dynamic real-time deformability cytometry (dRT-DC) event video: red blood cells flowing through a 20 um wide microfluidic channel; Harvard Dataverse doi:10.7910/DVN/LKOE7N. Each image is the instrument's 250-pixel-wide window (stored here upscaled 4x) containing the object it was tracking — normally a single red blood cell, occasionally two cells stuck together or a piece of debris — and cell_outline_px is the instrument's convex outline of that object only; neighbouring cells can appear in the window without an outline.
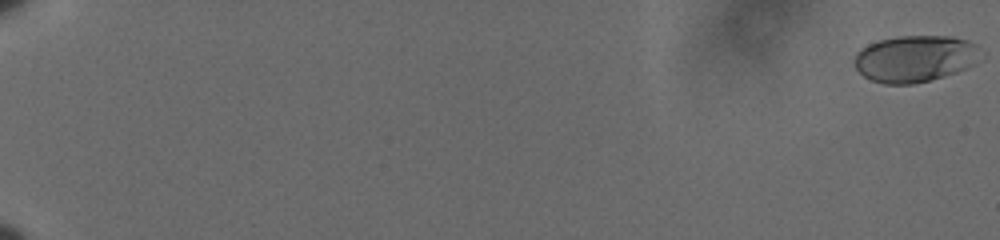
{"species": "human", "species_latin": "Homo sapiens", "temperature_condition": "cold", "stored_images_in_passage": 62, "camera_frame_rate_fps": 3000, "um_per_image_px": 0.085, "donor": {"sex": "male"}, "frame": {"image": 1, "passage_image": 1, "time_ms": 0.0, "image_size_px": [1000, 240], "cell_outline_px": [[980, 48], [972, 64], [956, 72], [944, 76], [912, 84], [884, 84], [872, 80], [864, 76], [856, 68], [856, 52], [860, 48], [868, 44], [880, 40], [896, 36], [952, 36], [968, 40], [976, 44]], "centroid_in_image_um": [77.73, 4.97], "position_along_channel_um": 7.3, "area_um2": 33.93}}
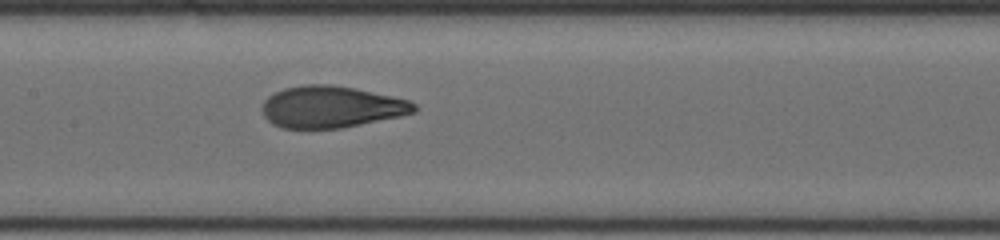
{"frame": {"image": 2, "passage_image": 35, "time_ms": 11.333, "image_size_px": [1000, 240], "cell_outline_px": [[416, 112], [400, 116], [340, 128], [280, 128], [272, 124], [264, 116], [264, 100], [268, 96], [284, 88], [304, 84], [332, 84], [356, 88], [408, 100], [416, 104]], "centroid_in_image_um": [28.15, 9.08], "position_along_channel_um": 179.2, "area_um2": 36.76}}
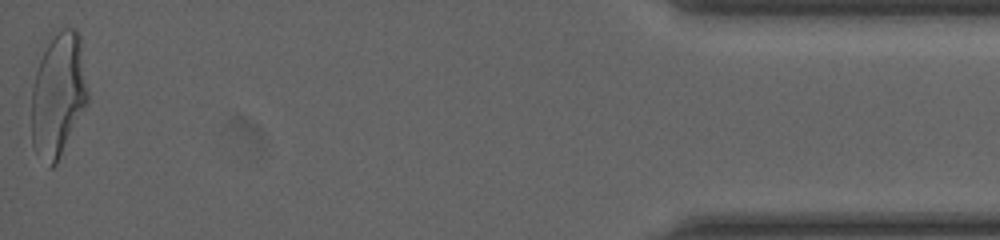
{"frame": {"image": 3, "passage_image": 62, "time_ms": 20.333, "image_size_px": [1000, 240], "cell_outline_px": [[88, 104], [56, 164], [52, 168], [48, 168], [32, 148], [32, 88], [36, 72], [40, 60], [48, 44], [64, 28], [76, 28], [80, 36], [88, 92]], "centroid_in_image_um": [4.96, 8.14], "position_along_channel_um": 430.2, "area_um2": 40.46}, "authors_computed_cell_mechanics": {"area_um2": 36.7897, "velocity_mm_per_s": 3.6001, "shape_relaxation_time_tau1_ms": 4.3838, "shape_relaxation_time_tau2_ms": 0.6802, "deformation_change_tau1": 0.1831, "deformation_change_tau2": 0.0632}}